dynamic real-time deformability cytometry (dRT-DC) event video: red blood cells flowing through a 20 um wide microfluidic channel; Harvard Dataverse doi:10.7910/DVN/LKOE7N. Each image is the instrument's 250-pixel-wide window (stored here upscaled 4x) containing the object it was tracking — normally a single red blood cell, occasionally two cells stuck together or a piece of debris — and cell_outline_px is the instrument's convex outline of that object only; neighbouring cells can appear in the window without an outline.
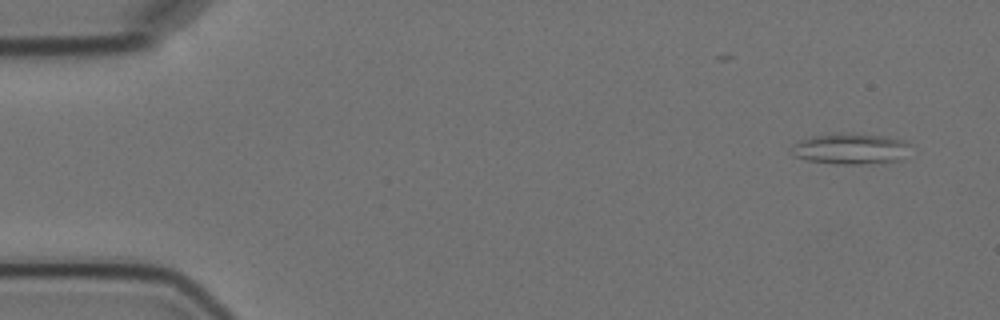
{"species": "Egyptian fruit bat (a non-hibernating species)", "species_latin": "Rousettus aegyptiacus", "temperature_condition": "cold", "stored_images_in_passage": 5, "camera_frame_rate_fps": 3000, "um_per_image_px": 0.085, "animal": {"sex": "female"}, "frame": {"image": 1, "passage_image": 1, "time_ms": 0.0, "image_size_px": [1000, 320], "cell_outline_px": [[908, 144], [904, 160], [884, 164], [836, 164], [808, 160], [792, 156], [788, 148], [800, 140], [812, 136], [840, 132], [888, 136], [904, 140]], "centroid_in_image_um": [72.29, 12.65], "position_along_channel_um": 12.7, "area_um2": 22.02}}